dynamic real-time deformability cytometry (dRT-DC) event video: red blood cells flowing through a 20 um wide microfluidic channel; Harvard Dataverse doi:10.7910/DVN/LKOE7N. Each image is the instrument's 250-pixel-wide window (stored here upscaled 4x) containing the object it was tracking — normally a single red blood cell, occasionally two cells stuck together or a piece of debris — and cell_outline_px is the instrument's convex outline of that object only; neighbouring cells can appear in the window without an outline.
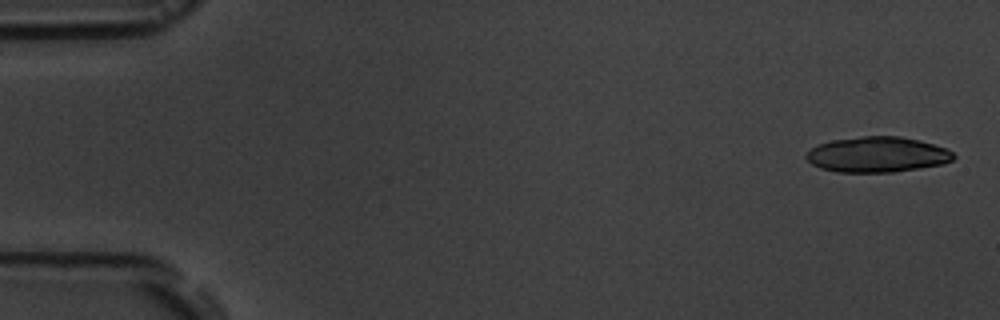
{"species": "common noctule bat (a hibernating species)", "species_latin": "Nyctalus noctula", "temperature_condition": "room temperature", "stored_images_in_passage": 6, "camera_frame_rate_fps": 3000, "um_per_image_px": 0.085, "animal": {"sex": "male", "body_mass_g": 19.5, "forearm_length_mm": 54.6}, "frame": {"image": 1, "passage_image": 1, "time_ms": 0.0, "image_size_px": [1000, 320], "cell_outline_px": [[956, 156], [952, 160], [944, 164], [920, 168], [892, 172], [836, 172], [820, 168], [812, 164], [804, 156], [816, 144], [832, 140], [860, 136], [900, 136], [920, 140], [948, 148]], "centroid_in_image_um": [74.58, 13.13], "position_along_channel_um": 10.4, "area_um2": 30.69}}